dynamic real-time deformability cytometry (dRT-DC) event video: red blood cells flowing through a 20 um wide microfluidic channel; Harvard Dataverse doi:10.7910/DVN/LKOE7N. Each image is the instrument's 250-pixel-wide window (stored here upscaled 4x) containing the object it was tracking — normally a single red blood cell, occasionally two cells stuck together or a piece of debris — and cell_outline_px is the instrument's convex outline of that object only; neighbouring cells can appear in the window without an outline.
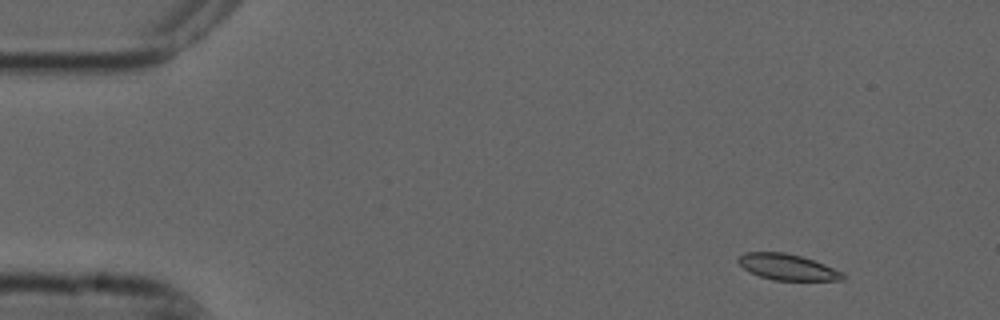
{"species": "common noctule bat (a hibernating species)", "species_latin": "Nyctalus noctula", "temperature_condition": "cold", "stored_images_in_passage": 4, "camera_frame_rate_fps": 3000, "um_per_image_px": 0.085, "animal": {"sex": "male", "forearm_length_mm": 52.5}, "frame": {"image": 1, "passage_image": 1, "time_ms": 0.0, "image_size_px": [1000, 320], "cell_outline_px": [[844, 280], [772, 280], [760, 276], [744, 268], [736, 260], [744, 252], [784, 252], [800, 256], [824, 264], [844, 272]], "centroid_in_image_um": [66.94, 22.7], "position_along_channel_um": 18.1, "area_um2": 15.66}}
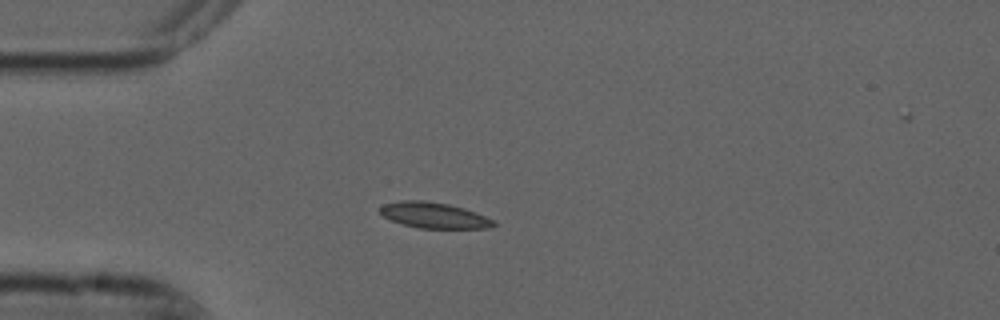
{"frame": {"image": 2, "passage_image": 3, "time_ms": 0.667, "image_size_px": [1000, 320], "cell_outline_px": [[496, 224], [492, 228], [420, 228], [404, 224], [392, 220], [384, 216], [380, 212], [380, 208], [384, 204], [400, 200], [424, 200], [448, 204], [464, 208], [476, 212], [496, 220]], "centroid_in_image_um": [36.94, 18.29], "position_along_channel_um": 48.1, "area_um2": 17.05}}